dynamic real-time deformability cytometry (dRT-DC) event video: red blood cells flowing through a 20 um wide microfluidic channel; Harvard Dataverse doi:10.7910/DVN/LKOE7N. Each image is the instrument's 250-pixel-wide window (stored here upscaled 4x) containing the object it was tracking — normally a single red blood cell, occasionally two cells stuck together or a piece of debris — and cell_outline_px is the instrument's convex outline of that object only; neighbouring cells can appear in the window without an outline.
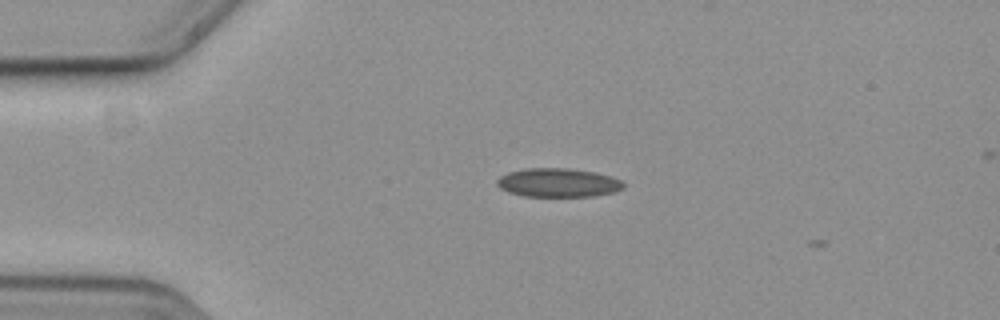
{"species": "common noctule bat (a hibernating species)", "species_latin": "Nyctalus noctula", "temperature_condition": "cold", "stored_images_in_passage": 3, "camera_frame_rate_fps": 3000, "um_per_image_px": 0.085, "animal": {"sex": "female", "body_mass_g": 19.3, "forearm_length_mm": 54.1}, "frame": {"image": 1, "passage_image": 2, "time_ms": 0.333, "image_size_px": [1000, 320], "cell_outline_px": [[624, 188], [612, 192], [596, 196], [524, 196], [508, 192], [500, 188], [496, 184], [496, 180], [500, 176], [508, 172], [528, 168], [568, 168], [596, 172], [620, 180], [624, 184]], "centroid_in_image_um": [47.41, 15.52], "position_along_channel_um": 37.6, "area_um2": 21.15}}